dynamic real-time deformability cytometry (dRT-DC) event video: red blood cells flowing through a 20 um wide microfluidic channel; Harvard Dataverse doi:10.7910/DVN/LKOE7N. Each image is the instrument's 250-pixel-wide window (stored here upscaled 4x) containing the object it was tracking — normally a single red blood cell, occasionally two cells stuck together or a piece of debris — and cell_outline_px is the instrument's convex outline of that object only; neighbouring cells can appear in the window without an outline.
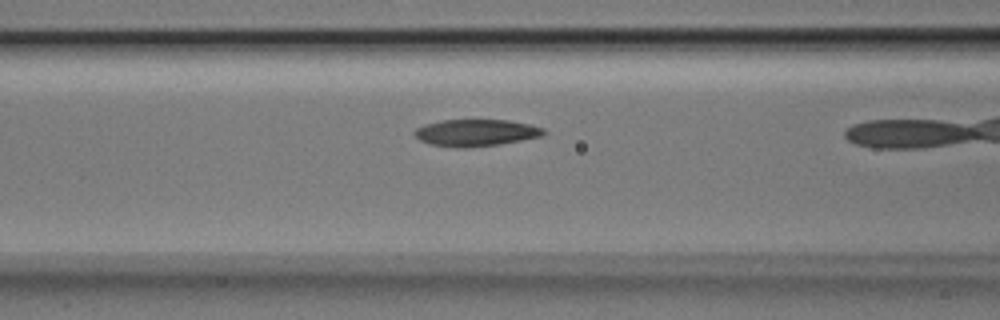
{"species": "Egyptian fruit bat (a non-hibernating species)", "species_latin": "Rousettus aegyptiacus", "temperature_condition": "room temperature", "stored_images_in_passage": 37, "camera_frame_rate_fps": 3000, "um_per_image_px": 0.085, "animal": {"sex": "male"}, "frame": {"image": 1, "passage_image": 17, "time_ms": 5.333, "image_size_px": [1000, 320], "cell_outline_px": [[548, 132], [544, 136], [500, 144], [468, 148], [456, 148], [428, 144], [420, 140], [412, 132], [416, 128], [424, 124], [444, 120], [508, 120], [528, 124], [544, 128]], "centroid_in_image_um": [40.46, 11.29], "position_along_channel_um": 126.1, "area_um2": 20.46}}
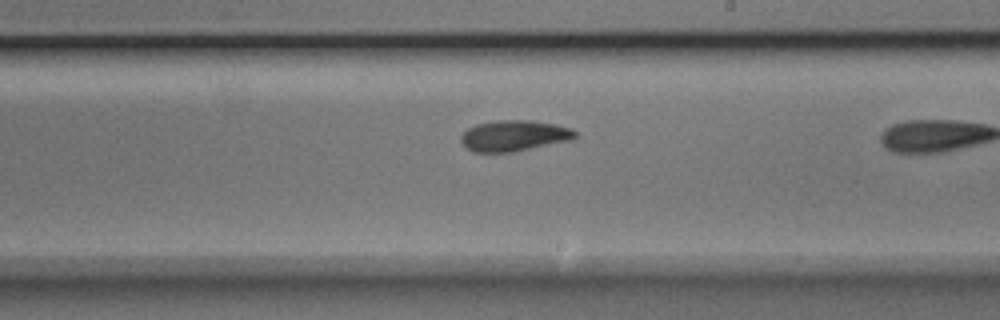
{"frame": {"image": 2, "passage_image": 26, "time_ms": 8.333, "image_size_px": [1000, 320], "cell_outline_px": [[576, 136], [568, 140], [512, 152], [472, 152], [460, 140], [460, 136], [468, 128], [476, 124], [496, 120], [532, 120], [556, 124], [572, 128], [576, 132]], "centroid_in_image_um": [43.67, 11.52], "position_along_channel_um": 245.3, "area_um2": 20.4}}
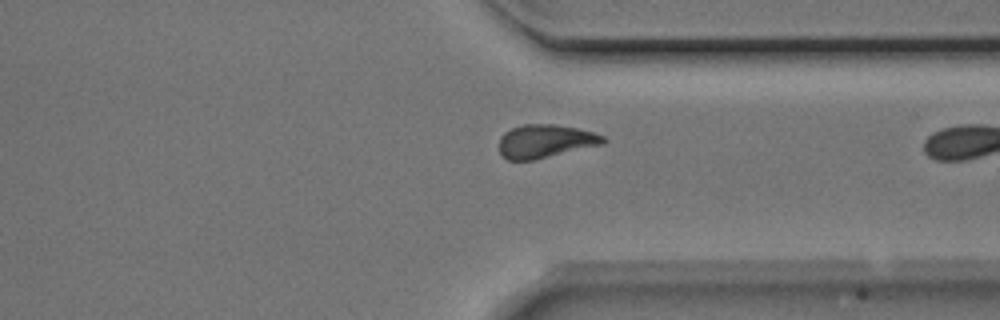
{"frame": {"image": 3, "passage_image": 35, "time_ms": 11.333, "image_size_px": [1000, 320], "cell_outline_px": [[608, 140], [604, 144], [532, 160], [508, 160], [500, 152], [500, 136], [504, 132], [512, 128], [524, 124], [552, 124], [576, 128], [592, 132], [604, 136]], "centroid_in_image_um": [46.36, 12.0], "position_along_channel_um": 365.0, "area_um2": 20.06}}